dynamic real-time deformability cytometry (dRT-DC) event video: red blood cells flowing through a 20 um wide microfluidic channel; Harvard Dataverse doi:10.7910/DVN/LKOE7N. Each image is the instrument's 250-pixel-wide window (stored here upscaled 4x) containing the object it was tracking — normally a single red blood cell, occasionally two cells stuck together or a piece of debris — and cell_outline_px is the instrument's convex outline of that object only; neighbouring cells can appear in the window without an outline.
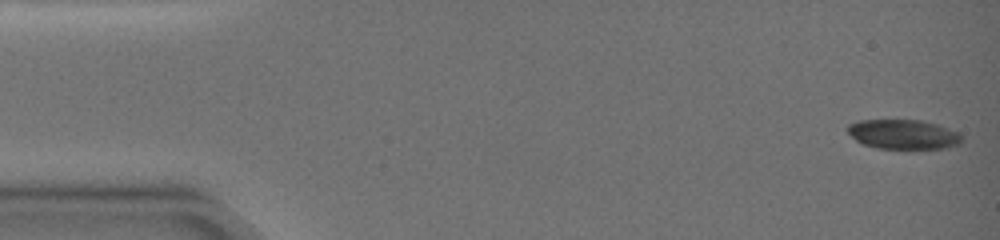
{"species": "common noctule bat (a hibernating species)", "species_latin": "Nyctalus noctula", "temperature_condition": "warm", "stored_images_in_passage": 4, "camera_frame_rate_fps": 3000, "um_per_image_px": 0.085, "animal": {"sex": "female", "body_mass_g": 19.0, "forearm_length_mm": 51.5}, "frame": {"image": 1, "passage_image": 1, "time_ms": 0.0, "image_size_px": [1000, 240], "cell_outline_px": [[964, 140], [960, 144], [948, 148], [876, 148], [864, 144], [856, 140], [848, 132], [848, 124], [860, 120], [920, 120], [940, 124], [960, 132]], "centroid_in_image_um": [76.86, 11.41], "position_along_channel_um": 8.1, "area_um2": 19.83}}